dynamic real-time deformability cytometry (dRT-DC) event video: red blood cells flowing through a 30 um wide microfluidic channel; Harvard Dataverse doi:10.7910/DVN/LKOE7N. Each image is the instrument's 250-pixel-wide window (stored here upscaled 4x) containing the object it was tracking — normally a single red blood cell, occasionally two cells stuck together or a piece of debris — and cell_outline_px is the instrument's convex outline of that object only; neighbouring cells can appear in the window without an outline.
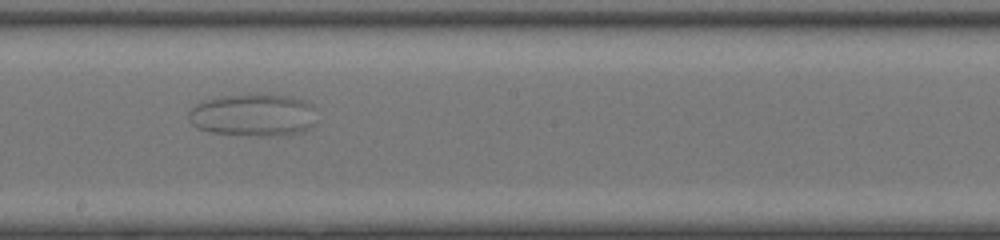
{"species": "common noctule bat (a hibernating species)", "species_latin": "Nyctalus noctula", "temperature_condition": "room temperature", "stored_images_in_passage": 55, "camera_frame_rate_fps": 3000, "um_per_image_px": 0.085, "animal": {"sex": "female", "body_mass_g": 20.0, "forearm_length_mm": 54.0}, "frame": {"image": 1, "passage_image": 34, "time_ms": 11.0, "image_size_px": [1000, 240], "cell_outline_px": [[316, 124], [300, 132], [280, 136], [260, 136], [208, 132], [196, 128], [188, 120], [188, 112], [196, 104], [204, 100], [220, 96], [252, 92], [256, 92], [288, 96], [304, 100], [312, 104]], "centroid_in_image_um": [21.51, 9.76], "position_along_channel_um": 226.7, "area_um2": 32.48}}